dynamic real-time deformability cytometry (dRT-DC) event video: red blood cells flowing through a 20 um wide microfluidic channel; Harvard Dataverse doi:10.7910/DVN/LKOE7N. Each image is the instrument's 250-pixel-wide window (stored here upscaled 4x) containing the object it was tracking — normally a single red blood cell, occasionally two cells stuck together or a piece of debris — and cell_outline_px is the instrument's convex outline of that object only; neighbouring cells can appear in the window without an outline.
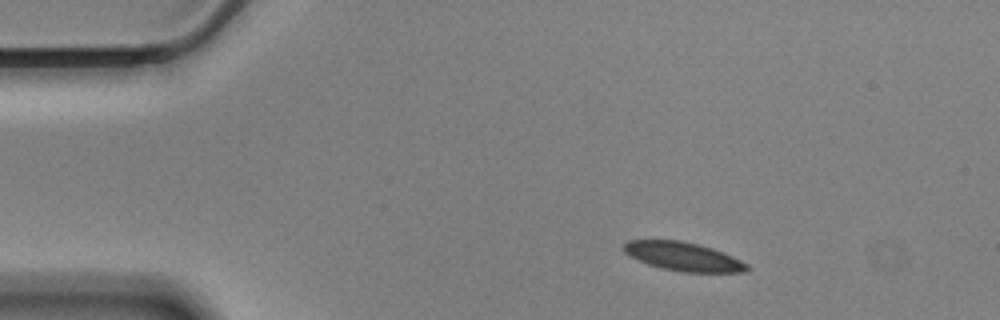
{"species": "Egyptian fruit bat (a non-hibernating species)", "species_latin": "Rousettus aegyptiacus", "temperature_condition": "cold", "stored_images_in_passage": 45, "camera_frame_rate_fps": 3000, "um_per_image_px": 0.085, "animal": {"sex": "male"}, "frame": {"image": 1, "passage_image": 1, "time_ms": 0.0, "image_size_px": [1000, 320], "cell_outline_px": [[752, 268], [748, 272], [680, 272], [660, 268], [648, 264], [624, 252], [620, 248], [628, 240], [680, 240], [712, 248], [732, 256], [748, 264]], "centroid_in_image_um": [58.09, 21.81], "position_along_channel_um": 26.9, "area_um2": 20.63}}
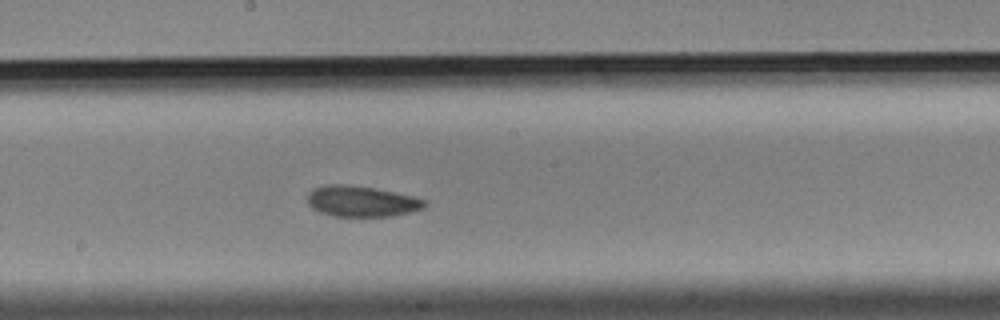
{"frame": {"image": 2, "passage_image": 23, "time_ms": 7.333, "image_size_px": [1000, 320], "cell_outline_px": [[428, 204], [424, 208], [412, 212], [392, 216], [332, 216], [320, 212], [312, 208], [308, 204], [308, 192], [312, 188], [328, 184], [348, 184], [376, 188], [412, 196], [428, 200]], "centroid_in_image_um": [30.75, 17.1], "position_along_channel_um": 217.5, "area_um2": 21.33}}
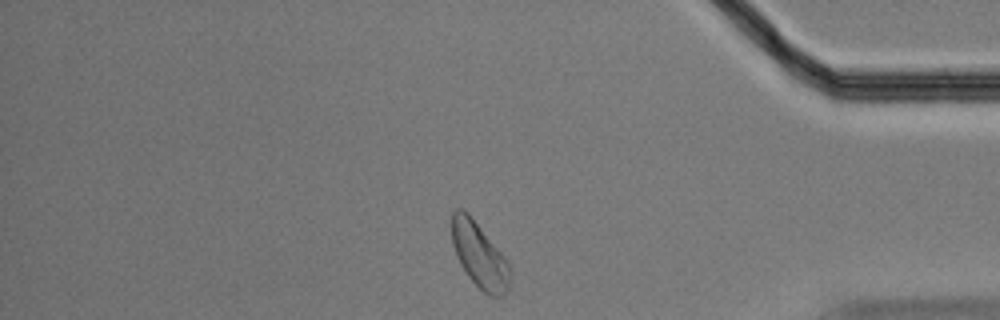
{"frame": {"image": 3, "passage_image": 41, "time_ms": 13.333, "image_size_px": [1000, 320], "cell_outline_px": [[508, 288], [504, 296], [488, 296], [468, 276], [460, 264], [456, 256], [452, 244], [452, 212], [456, 208], [460, 208], [468, 212], [504, 256], [508, 264]], "centroid_in_image_um": [40.71, 21.67], "position_along_channel_um": 394.5, "area_um2": 21.73}, "authors_computed_cell_mechanics": {"area_um2": 21.3282, "velocity_mm_per_s": 3.4248, "shape_relaxation_time_tau1_ms": 2.8001, "shape_relaxation_time_tau2_ms": 3.726, "deformation_change_tau1": 0.0972, "deformation_change_tau2": 0.0733}}